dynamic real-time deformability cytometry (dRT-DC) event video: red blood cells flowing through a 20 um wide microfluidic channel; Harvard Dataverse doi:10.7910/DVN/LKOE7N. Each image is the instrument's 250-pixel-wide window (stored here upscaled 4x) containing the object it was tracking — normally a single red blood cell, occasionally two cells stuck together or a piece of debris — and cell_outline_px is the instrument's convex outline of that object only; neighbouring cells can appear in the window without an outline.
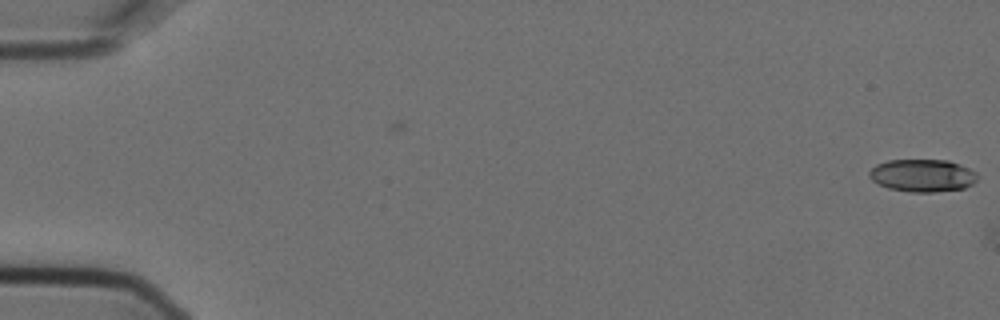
{"species": "Egyptian fruit bat (a non-hibernating species)", "species_latin": "Rousettus aegyptiacus", "temperature_condition": "cold", "stored_images_in_passage": 4, "camera_frame_rate_fps": 3000, "um_per_image_px": 0.085, "animal": {"sex": "female"}, "frame": {"image": 1, "passage_image": 1, "time_ms": 0.0, "image_size_px": [1000, 320], "cell_outline_px": [[976, 180], [972, 184], [964, 188], [936, 192], [908, 192], [888, 188], [872, 180], [868, 176], [868, 172], [876, 164], [888, 160], [948, 160], [960, 164], [976, 172]], "centroid_in_image_um": [78.39, 14.91], "position_along_channel_um": 6.6, "area_um2": 20.58}}